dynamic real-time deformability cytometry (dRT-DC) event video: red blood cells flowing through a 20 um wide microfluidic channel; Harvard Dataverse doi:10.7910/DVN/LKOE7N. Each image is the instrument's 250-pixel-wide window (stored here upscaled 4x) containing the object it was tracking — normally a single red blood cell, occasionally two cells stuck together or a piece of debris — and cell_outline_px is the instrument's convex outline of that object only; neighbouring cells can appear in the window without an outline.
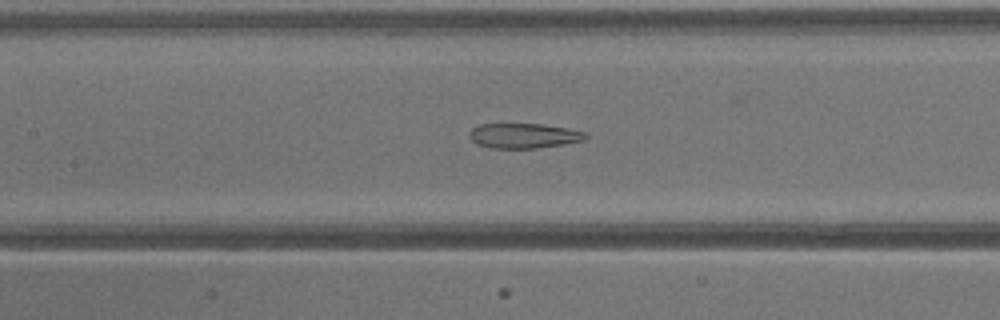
{"species": "common noctule bat (a hibernating species)", "species_latin": "Nyctalus noctula", "temperature_condition": "warm", "stored_images_in_passage": 31, "camera_frame_rate_fps": 3000, "um_per_image_px": 0.085, "animal": {"sex": "male", "body_mass_g": 13.3}, "frame": {"image": 1, "passage_image": 10, "time_ms": 3.0, "image_size_px": [1000, 320], "cell_outline_px": [[588, 136], [584, 140], [564, 144], [536, 148], [488, 148], [476, 144], [468, 136], [468, 132], [472, 128], [480, 124], [544, 124], [568, 128], [588, 132]], "centroid_in_image_um": [44.52, 11.53], "position_along_channel_um": 162.9, "area_um2": 17.11}}
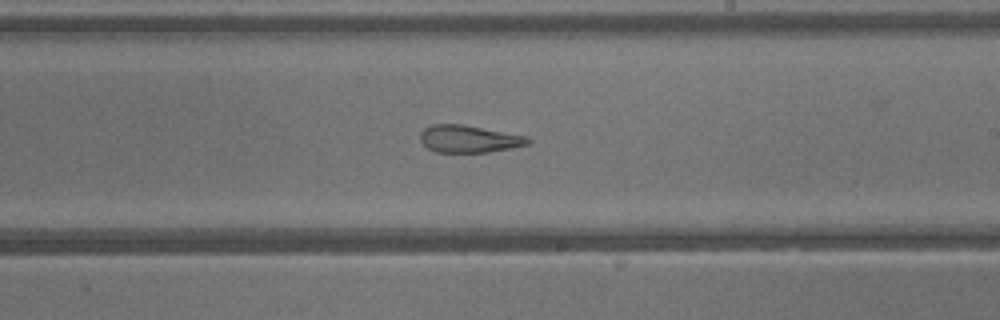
{"frame": {"image": 2, "passage_image": 15, "time_ms": 4.667, "image_size_px": [1000, 320], "cell_outline_px": [[532, 144], [512, 148], [488, 152], [436, 152], [428, 148], [420, 140], [420, 132], [424, 128], [432, 124], [464, 124], [528, 136], [532, 140]], "centroid_in_image_um": [39.91, 11.8], "position_along_channel_um": 249.1, "area_um2": 17.4}}
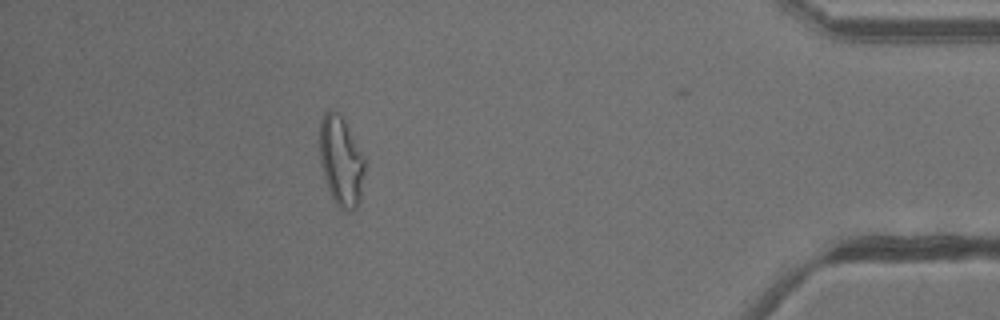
{"frame": {"image": 3, "passage_image": 27, "time_ms": 8.667, "image_size_px": [1000, 320], "cell_outline_px": [[364, 172], [360, 204], [352, 212], [344, 212], [332, 200], [324, 176], [320, 160], [320, 120], [324, 112], [340, 112], [364, 156]], "centroid_in_image_um": [29.0, 13.75], "position_along_channel_um": 406.2, "area_um2": 23.76}}